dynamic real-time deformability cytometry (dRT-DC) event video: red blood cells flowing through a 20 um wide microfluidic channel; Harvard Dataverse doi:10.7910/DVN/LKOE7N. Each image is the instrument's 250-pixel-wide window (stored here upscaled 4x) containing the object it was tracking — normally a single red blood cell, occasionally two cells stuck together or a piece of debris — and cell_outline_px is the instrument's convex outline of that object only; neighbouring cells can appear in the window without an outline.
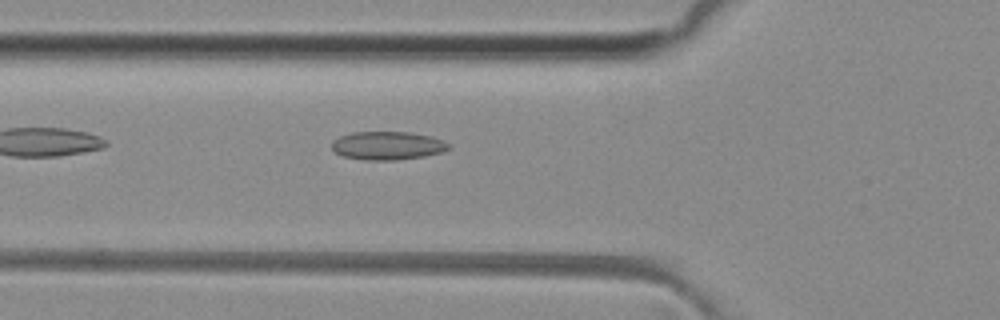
{"species": "common noctule bat (a hibernating species)", "species_latin": "Nyctalus noctula", "temperature_condition": "room temperature", "stored_images_in_passage": 29, "camera_frame_rate_fps": 3000, "um_per_image_px": 0.085, "animal": {"sex": "female", "body_mass_g": 29.2, "forearm_length_mm": 56.3}, "frame": {"image": 1, "passage_image": 2, "time_ms": 0.333, "image_size_px": [1000, 320], "cell_outline_px": [[452, 148], [440, 152], [424, 156], [396, 160], [364, 160], [344, 156], [336, 152], [332, 148], [332, 140], [340, 136], [352, 132], [408, 132], [432, 136], [448, 144]], "centroid_in_image_um": [32.92, 12.37], "position_along_channel_um": 92.9, "area_um2": 19.19}}
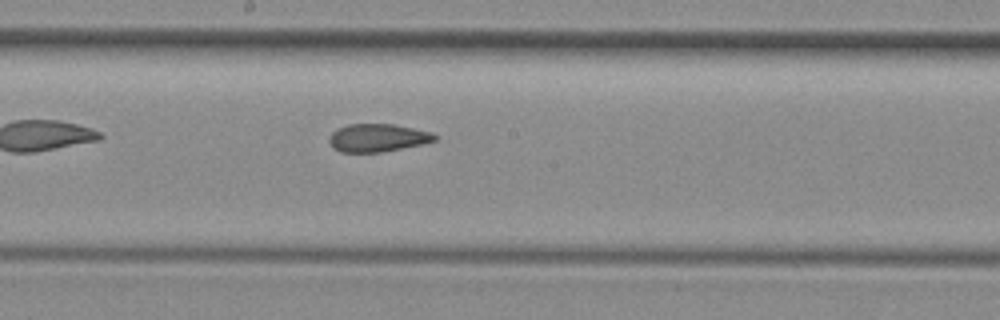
{"frame": {"image": 2, "passage_image": 11, "time_ms": 3.333, "image_size_px": [1000, 320], "cell_outline_px": [[440, 136], [436, 140], [424, 144], [380, 152], [340, 152], [328, 140], [332, 132], [336, 128], [348, 124], [396, 124], [432, 132]], "centroid_in_image_um": [32.15, 11.7], "position_along_channel_um": 216.1, "area_um2": 17.28}}
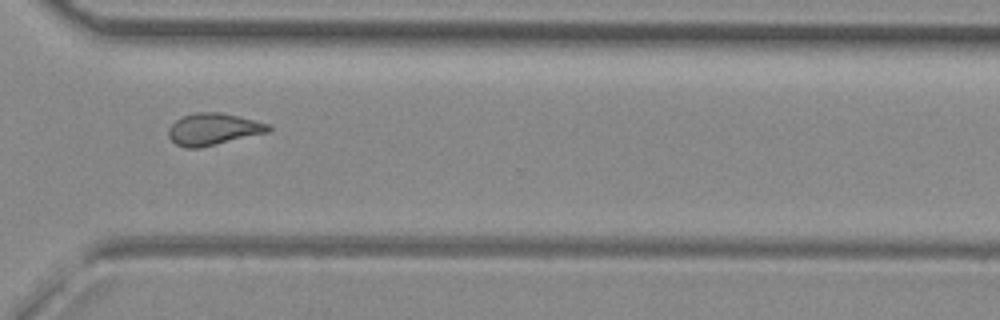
{"frame": {"image": 3, "passage_image": 21, "time_ms": 6.667, "image_size_px": [1000, 320], "cell_outline_px": [[272, 128], [268, 132], [200, 148], [184, 148], [176, 144], [168, 136], [168, 128], [176, 120], [184, 116], [196, 112], [220, 112], [268, 124]], "centroid_in_image_um": [18.09, 10.99], "position_along_channel_um": 352.5, "area_um2": 18.32}}